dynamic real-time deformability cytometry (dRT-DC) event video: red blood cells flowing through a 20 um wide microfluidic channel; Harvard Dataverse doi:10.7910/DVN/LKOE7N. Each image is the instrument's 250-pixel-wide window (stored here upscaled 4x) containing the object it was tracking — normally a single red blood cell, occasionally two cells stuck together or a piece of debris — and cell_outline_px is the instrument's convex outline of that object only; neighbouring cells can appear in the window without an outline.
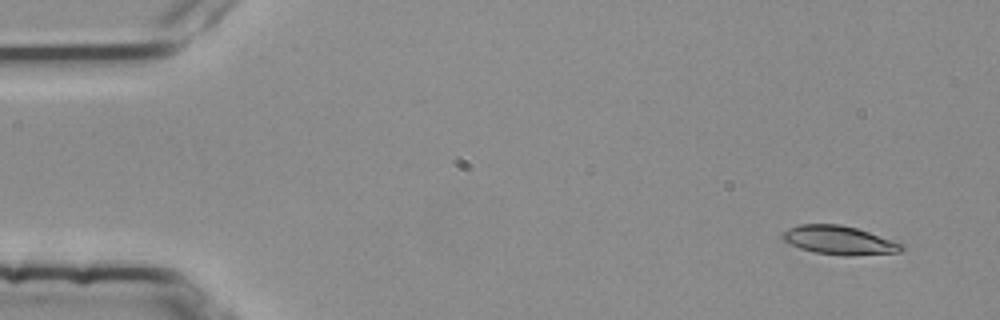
{"species": "common noctule bat (a hibernating species)", "species_latin": "Nyctalus noctula", "temperature_condition": "room temperature", "stored_images_in_passage": 4, "camera_frame_rate_fps": 3000, "um_per_image_px": 0.085, "animal": {"sex": "female", "body_mass_g": 25.1}, "frame": {"image": 1, "passage_image": 1, "time_ms": 0.0, "image_size_px": [1000, 320], "cell_outline_px": [[904, 248], [900, 252], [852, 256], [844, 256], [816, 252], [800, 248], [784, 240], [780, 236], [780, 232], [788, 228], [800, 224], [840, 224], [904, 240]], "centroid_in_image_um": [71.45, 20.41], "position_along_channel_um": 13.5, "area_um2": 20.58}}
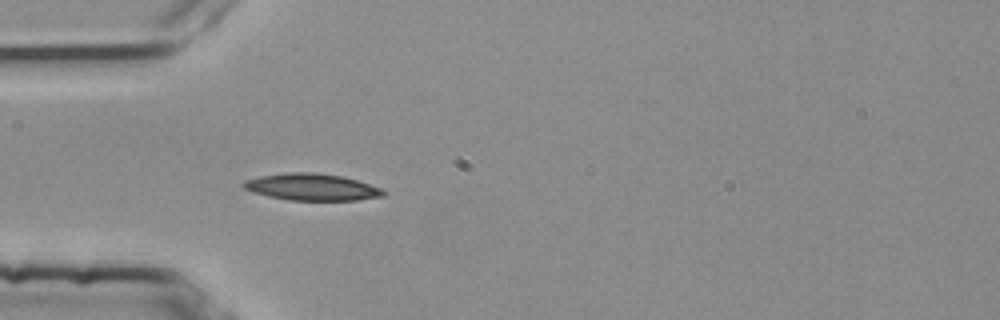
{"frame": {"image": 2, "passage_image": 4, "time_ms": 1.0, "image_size_px": [1000, 320], "cell_outline_px": [[388, 192], [384, 196], [356, 200], [288, 200], [268, 196], [252, 192], [244, 188], [240, 184], [244, 180], [260, 176], [288, 172], [312, 172], [340, 176], [356, 180], [384, 188]], "centroid_in_image_um": [26.51, 15.9], "position_along_channel_um": 58.5, "area_um2": 21.96}}